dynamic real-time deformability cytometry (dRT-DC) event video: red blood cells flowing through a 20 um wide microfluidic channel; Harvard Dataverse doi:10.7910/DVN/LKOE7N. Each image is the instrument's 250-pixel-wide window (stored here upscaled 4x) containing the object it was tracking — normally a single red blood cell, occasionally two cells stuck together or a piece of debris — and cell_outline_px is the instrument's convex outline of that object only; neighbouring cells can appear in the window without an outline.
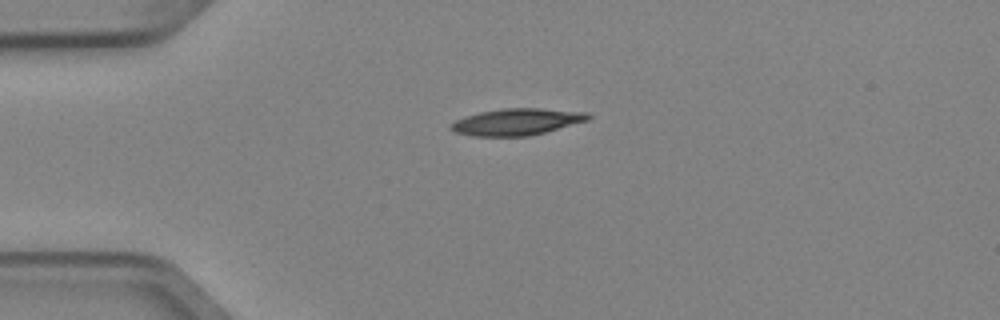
{"species": "Egyptian fruit bat (a non-hibernating species)", "species_latin": "Rousettus aegyptiacus", "temperature_condition": "cold", "stored_images_in_passage": 3, "camera_frame_rate_fps": 3000, "um_per_image_px": 0.085, "animal": {"sex": "female"}, "frame": {"image": 1, "passage_image": 1, "time_ms": 0.0, "image_size_px": [1000, 320], "cell_outline_px": [[592, 116], [588, 120], [544, 132], [528, 136], [472, 136], [456, 132], [448, 128], [448, 124], [456, 120], [480, 112], [504, 108], [540, 108], [588, 112]], "centroid_in_image_um": [43.92, 10.35], "position_along_channel_um": 41.1, "area_um2": 21.21}}
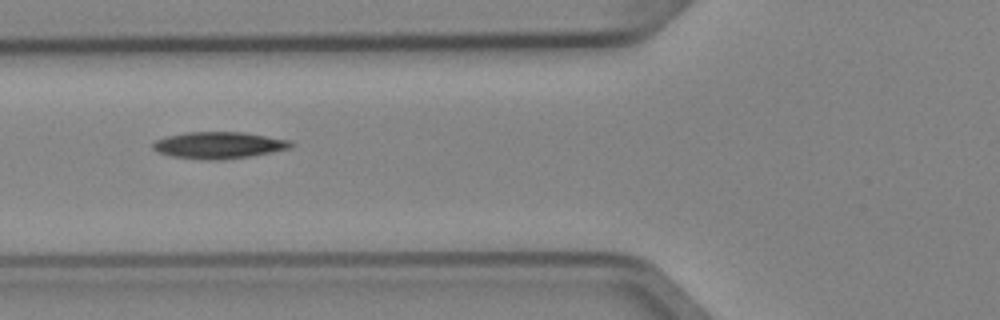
{"frame": {"image": 2, "passage_image": 3, "time_ms": 0.667, "image_size_px": [1000, 320], "cell_outline_px": [[292, 148], [272, 152], [224, 160], [208, 160], [172, 156], [160, 152], [152, 148], [152, 144], [156, 140], [164, 136], [184, 132], [244, 132], [292, 140]], "centroid_in_image_um": [18.61, 12.33], "position_along_channel_um": 107.2, "area_um2": 21.56}}